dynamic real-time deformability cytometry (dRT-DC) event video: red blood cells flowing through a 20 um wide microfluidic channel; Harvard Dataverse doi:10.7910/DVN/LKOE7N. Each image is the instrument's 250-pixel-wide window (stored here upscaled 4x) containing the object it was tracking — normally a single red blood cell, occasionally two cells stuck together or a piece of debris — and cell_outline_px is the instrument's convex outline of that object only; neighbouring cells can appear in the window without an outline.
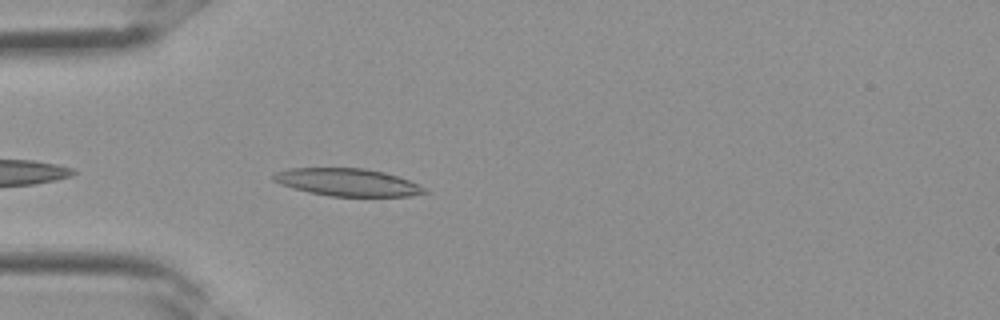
{"species": "Egyptian fruit bat (a non-hibernating species)", "species_latin": "Rousettus aegyptiacus", "temperature_condition": "room temperature", "stored_images_in_passage": 3, "camera_frame_rate_fps": 3000, "um_per_image_px": 0.085, "frame": {"image": 1, "passage_image": 3, "time_ms": 0.667, "image_size_px": [1000, 320], "cell_outline_px": [[432, 192], [412, 196], [328, 196], [308, 192], [292, 188], [280, 184], [272, 180], [272, 176], [276, 172], [288, 168], [364, 168], [384, 172], [408, 180]], "centroid_in_image_um": [29.51, 15.5], "position_along_channel_um": 55.5, "area_um2": 24.28}}